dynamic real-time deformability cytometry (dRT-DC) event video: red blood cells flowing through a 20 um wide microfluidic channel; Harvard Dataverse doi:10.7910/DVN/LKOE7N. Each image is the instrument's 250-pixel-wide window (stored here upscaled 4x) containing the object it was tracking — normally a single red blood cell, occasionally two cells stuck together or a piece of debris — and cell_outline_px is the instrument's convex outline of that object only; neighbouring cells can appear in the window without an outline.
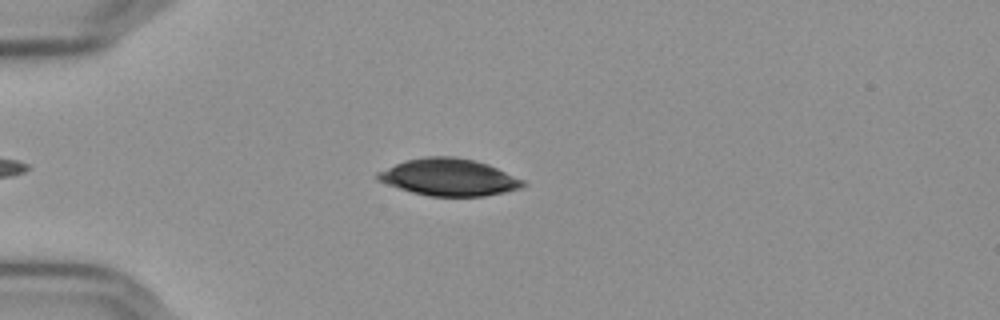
{"species": "Egyptian fruit bat (a non-hibernating species)", "species_latin": "Rousettus aegyptiacus", "temperature_condition": "cold", "stored_images_in_passage": 46, "camera_frame_rate_fps": 3000, "um_per_image_px": 0.085, "frame": {"image": 1, "passage_image": 10, "time_ms": 3.0, "image_size_px": [1000, 320], "cell_outline_px": [[528, 184], [520, 188], [504, 192], [484, 196], [428, 196], [412, 192], [376, 180], [376, 172], [396, 164], [408, 160], [424, 156], [452, 156], [476, 160], [488, 164], [524, 180]], "centroid_in_image_um": [38.17, 15.06], "position_along_channel_um": 46.8, "area_um2": 31.27}}
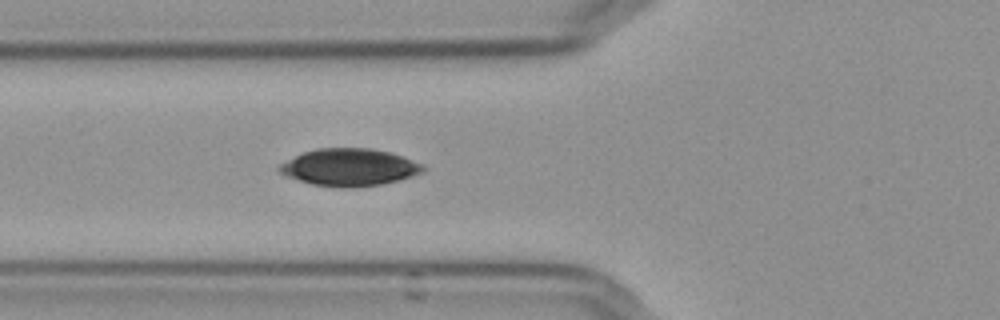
{"frame": {"image": 2, "passage_image": 16, "time_ms": 5.0, "image_size_px": [1000, 320], "cell_outline_px": [[428, 168], [424, 172], [412, 176], [380, 184], [312, 184], [284, 176], [276, 168], [280, 164], [304, 152], [316, 148], [368, 148], [388, 152], [424, 164]], "centroid_in_image_um": [29.7, 14.17], "position_along_channel_um": 96.1, "area_um2": 30.0}}
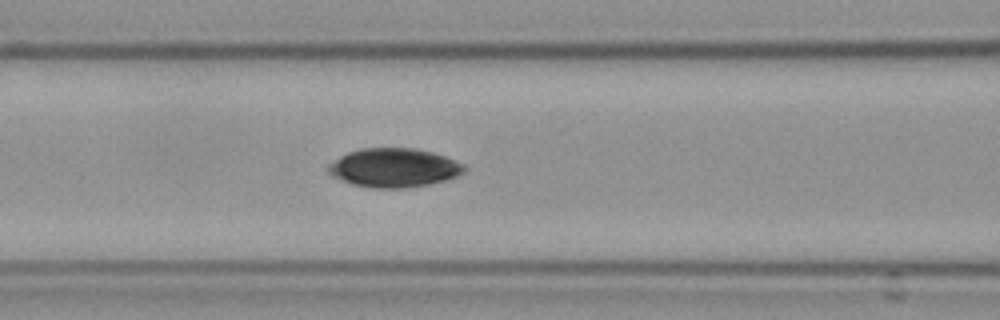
{"frame": {"image": 3, "passage_image": 19, "time_ms": 6.0, "image_size_px": [1000, 320], "cell_outline_px": [[468, 168], [460, 176], [428, 184], [404, 188], [372, 188], [352, 184], [332, 176], [328, 172], [328, 164], [340, 156], [348, 152], [360, 148], [412, 148], [432, 152], [444, 156], [464, 164]], "centroid_in_image_um": [33.49, 14.26], "position_along_channel_um": 133.1, "area_um2": 30.87}}